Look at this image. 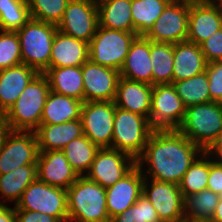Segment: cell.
<instances>
[{"label":"cell","instance_id":"cell-47","mask_svg":"<svg viewBox=\"0 0 222 222\" xmlns=\"http://www.w3.org/2000/svg\"><path fill=\"white\" fill-rule=\"evenodd\" d=\"M8 131H9V128L5 120V115L3 113H0V146L2 144L4 136L6 135Z\"/></svg>","mask_w":222,"mask_h":222},{"label":"cell","instance_id":"cell-40","mask_svg":"<svg viewBox=\"0 0 222 222\" xmlns=\"http://www.w3.org/2000/svg\"><path fill=\"white\" fill-rule=\"evenodd\" d=\"M131 214L135 222H162L157 211L144 194L131 206Z\"/></svg>","mask_w":222,"mask_h":222},{"label":"cell","instance_id":"cell-28","mask_svg":"<svg viewBox=\"0 0 222 222\" xmlns=\"http://www.w3.org/2000/svg\"><path fill=\"white\" fill-rule=\"evenodd\" d=\"M99 26L124 32H133L132 0H96Z\"/></svg>","mask_w":222,"mask_h":222},{"label":"cell","instance_id":"cell-48","mask_svg":"<svg viewBox=\"0 0 222 222\" xmlns=\"http://www.w3.org/2000/svg\"><path fill=\"white\" fill-rule=\"evenodd\" d=\"M210 222H222V198L219 199Z\"/></svg>","mask_w":222,"mask_h":222},{"label":"cell","instance_id":"cell-18","mask_svg":"<svg viewBox=\"0 0 222 222\" xmlns=\"http://www.w3.org/2000/svg\"><path fill=\"white\" fill-rule=\"evenodd\" d=\"M142 172L136 164L113 186L106 188V206L110 219L130 208L142 195L146 177Z\"/></svg>","mask_w":222,"mask_h":222},{"label":"cell","instance_id":"cell-44","mask_svg":"<svg viewBox=\"0 0 222 222\" xmlns=\"http://www.w3.org/2000/svg\"><path fill=\"white\" fill-rule=\"evenodd\" d=\"M204 152L209 156L212 154L218 155L219 160L216 161L217 159H215L214 162L222 165V134L212 144H210Z\"/></svg>","mask_w":222,"mask_h":222},{"label":"cell","instance_id":"cell-15","mask_svg":"<svg viewBox=\"0 0 222 222\" xmlns=\"http://www.w3.org/2000/svg\"><path fill=\"white\" fill-rule=\"evenodd\" d=\"M151 180L147 186V177L143 182V193L151 202L162 222H185L184 198L179 185L174 183Z\"/></svg>","mask_w":222,"mask_h":222},{"label":"cell","instance_id":"cell-39","mask_svg":"<svg viewBox=\"0 0 222 222\" xmlns=\"http://www.w3.org/2000/svg\"><path fill=\"white\" fill-rule=\"evenodd\" d=\"M205 71L208 76L211 101L222 103V61L207 63Z\"/></svg>","mask_w":222,"mask_h":222},{"label":"cell","instance_id":"cell-9","mask_svg":"<svg viewBox=\"0 0 222 222\" xmlns=\"http://www.w3.org/2000/svg\"><path fill=\"white\" fill-rule=\"evenodd\" d=\"M185 111L173 84L153 85L149 121L154 130L178 129Z\"/></svg>","mask_w":222,"mask_h":222},{"label":"cell","instance_id":"cell-17","mask_svg":"<svg viewBox=\"0 0 222 222\" xmlns=\"http://www.w3.org/2000/svg\"><path fill=\"white\" fill-rule=\"evenodd\" d=\"M222 28V4L214 0L189 2L187 41L200 45Z\"/></svg>","mask_w":222,"mask_h":222},{"label":"cell","instance_id":"cell-51","mask_svg":"<svg viewBox=\"0 0 222 222\" xmlns=\"http://www.w3.org/2000/svg\"><path fill=\"white\" fill-rule=\"evenodd\" d=\"M215 1V0H214ZM216 2H219V3H221L222 4V0H216Z\"/></svg>","mask_w":222,"mask_h":222},{"label":"cell","instance_id":"cell-11","mask_svg":"<svg viewBox=\"0 0 222 222\" xmlns=\"http://www.w3.org/2000/svg\"><path fill=\"white\" fill-rule=\"evenodd\" d=\"M114 101L83 102L80 119L83 134L99 148H112Z\"/></svg>","mask_w":222,"mask_h":222},{"label":"cell","instance_id":"cell-1","mask_svg":"<svg viewBox=\"0 0 222 222\" xmlns=\"http://www.w3.org/2000/svg\"><path fill=\"white\" fill-rule=\"evenodd\" d=\"M203 150L187 139L178 129L154 130L136 164L150 166L151 179L179 185L184 174Z\"/></svg>","mask_w":222,"mask_h":222},{"label":"cell","instance_id":"cell-23","mask_svg":"<svg viewBox=\"0 0 222 222\" xmlns=\"http://www.w3.org/2000/svg\"><path fill=\"white\" fill-rule=\"evenodd\" d=\"M37 74L26 64L0 70V113L7 112Z\"/></svg>","mask_w":222,"mask_h":222},{"label":"cell","instance_id":"cell-16","mask_svg":"<svg viewBox=\"0 0 222 222\" xmlns=\"http://www.w3.org/2000/svg\"><path fill=\"white\" fill-rule=\"evenodd\" d=\"M84 102L114 101L120 71L93 63L88 59L82 65Z\"/></svg>","mask_w":222,"mask_h":222},{"label":"cell","instance_id":"cell-34","mask_svg":"<svg viewBox=\"0 0 222 222\" xmlns=\"http://www.w3.org/2000/svg\"><path fill=\"white\" fill-rule=\"evenodd\" d=\"M172 84L185 107L211 102L206 71L186 80L172 82Z\"/></svg>","mask_w":222,"mask_h":222},{"label":"cell","instance_id":"cell-2","mask_svg":"<svg viewBox=\"0 0 222 222\" xmlns=\"http://www.w3.org/2000/svg\"><path fill=\"white\" fill-rule=\"evenodd\" d=\"M49 92L46 75L38 73L4 114L9 130L35 131L40 125Z\"/></svg>","mask_w":222,"mask_h":222},{"label":"cell","instance_id":"cell-3","mask_svg":"<svg viewBox=\"0 0 222 222\" xmlns=\"http://www.w3.org/2000/svg\"><path fill=\"white\" fill-rule=\"evenodd\" d=\"M68 222H110L106 206V189L85 175L66 190Z\"/></svg>","mask_w":222,"mask_h":222},{"label":"cell","instance_id":"cell-4","mask_svg":"<svg viewBox=\"0 0 222 222\" xmlns=\"http://www.w3.org/2000/svg\"><path fill=\"white\" fill-rule=\"evenodd\" d=\"M57 25L30 19L16 31L21 47L22 64L44 73L50 68V56Z\"/></svg>","mask_w":222,"mask_h":222},{"label":"cell","instance_id":"cell-27","mask_svg":"<svg viewBox=\"0 0 222 222\" xmlns=\"http://www.w3.org/2000/svg\"><path fill=\"white\" fill-rule=\"evenodd\" d=\"M83 101L49 92L43 109L40 125L62 124L80 119Z\"/></svg>","mask_w":222,"mask_h":222},{"label":"cell","instance_id":"cell-50","mask_svg":"<svg viewBox=\"0 0 222 222\" xmlns=\"http://www.w3.org/2000/svg\"><path fill=\"white\" fill-rule=\"evenodd\" d=\"M6 206L4 205V203H2V201L0 202V212L5 208Z\"/></svg>","mask_w":222,"mask_h":222},{"label":"cell","instance_id":"cell-26","mask_svg":"<svg viewBox=\"0 0 222 222\" xmlns=\"http://www.w3.org/2000/svg\"><path fill=\"white\" fill-rule=\"evenodd\" d=\"M44 74L48 79L50 91L84 102L82 66L50 67Z\"/></svg>","mask_w":222,"mask_h":222},{"label":"cell","instance_id":"cell-43","mask_svg":"<svg viewBox=\"0 0 222 222\" xmlns=\"http://www.w3.org/2000/svg\"><path fill=\"white\" fill-rule=\"evenodd\" d=\"M17 222H60L56 217L29 210H15Z\"/></svg>","mask_w":222,"mask_h":222},{"label":"cell","instance_id":"cell-19","mask_svg":"<svg viewBox=\"0 0 222 222\" xmlns=\"http://www.w3.org/2000/svg\"><path fill=\"white\" fill-rule=\"evenodd\" d=\"M36 172L40 181L65 190L79 177L62 150L39 152Z\"/></svg>","mask_w":222,"mask_h":222},{"label":"cell","instance_id":"cell-13","mask_svg":"<svg viewBox=\"0 0 222 222\" xmlns=\"http://www.w3.org/2000/svg\"><path fill=\"white\" fill-rule=\"evenodd\" d=\"M189 2L171 1L146 35L152 42L179 43L187 41Z\"/></svg>","mask_w":222,"mask_h":222},{"label":"cell","instance_id":"cell-37","mask_svg":"<svg viewBox=\"0 0 222 222\" xmlns=\"http://www.w3.org/2000/svg\"><path fill=\"white\" fill-rule=\"evenodd\" d=\"M70 0H27L32 19L57 25Z\"/></svg>","mask_w":222,"mask_h":222},{"label":"cell","instance_id":"cell-20","mask_svg":"<svg viewBox=\"0 0 222 222\" xmlns=\"http://www.w3.org/2000/svg\"><path fill=\"white\" fill-rule=\"evenodd\" d=\"M120 77L152 85L150 40L146 36H136L131 43Z\"/></svg>","mask_w":222,"mask_h":222},{"label":"cell","instance_id":"cell-21","mask_svg":"<svg viewBox=\"0 0 222 222\" xmlns=\"http://www.w3.org/2000/svg\"><path fill=\"white\" fill-rule=\"evenodd\" d=\"M153 85L120 77L115 106L149 119Z\"/></svg>","mask_w":222,"mask_h":222},{"label":"cell","instance_id":"cell-31","mask_svg":"<svg viewBox=\"0 0 222 222\" xmlns=\"http://www.w3.org/2000/svg\"><path fill=\"white\" fill-rule=\"evenodd\" d=\"M152 63V85L172 84L173 82V44L158 43L150 40Z\"/></svg>","mask_w":222,"mask_h":222},{"label":"cell","instance_id":"cell-49","mask_svg":"<svg viewBox=\"0 0 222 222\" xmlns=\"http://www.w3.org/2000/svg\"><path fill=\"white\" fill-rule=\"evenodd\" d=\"M179 1H187V2H206V1H211V0H179Z\"/></svg>","mask_w":222,"mask_h":222},{"label":"cell","instance_id":"cell-45","mask_svg":"<svg viewBox=\"0 0 222 222\" xmlns=\"http://www.w3.org/2000/svg\"><path fill=\"white\" fill-rule=\"evenodd\" d=\"M0 222H17L15 208L5 207L0 212Z\"/></svg>","mask_w":222,"mask_h":222},{"label":"cell","instance_id":"cell-24","mask_svg":"<svg viewBox=\"0 0 222 222\" xmlns=\"http://www.w3.org/2000/svg\"><path fill=\"white\" fill-rule=\"evenodd\" d=\"M173 82L186 80L206 70L207 61L200 45L189 41L173 44Z\"/></svg>","mask_w":222,"mask_h":222},{"label":"cell","instance_id":"cell-35","mask_svg":"<svg viewBox=\"0 0 222 222\" xmlns=\"http://www.w3.org/2000/svg\"><path fill=\"white\" fill-rule=\"evenodd\" d=\"M201 156V159H195L179 183V189L183 198L207 188L210 157L204 151L201 153Z\"/></svg>","mask_w":222,"mask_h":222},{"label":"cell","instance_id":"cell-5","mask_svg":"<svg viewBox=\"0 0 222 222\" xmlns=\"http://www.w3.org/2000/svg\"><path fill=\"white\" fill-rule=\"evenodd\" d=\"M178 130L204 151L222 134V103L211 101L186 107Z\"/></svg>","mask_w":222,"mask_h":222},{"label":"cell","instance_id":"cell-30","mask_svg":"<svg viewBox=\"0 0 222 222\" xmlns=\"http://www.w3.org/2000/svg\"><path fill=\"white\" fill-rule=\"evenodd\" d=\"M171 0H132L131 16L137 36H146Z\"/></svg>","mask_w":222,"mask_h":222},{"label":"cell","instance_id":"cell-33","mask_svg":"<svg viewBox=\"0 0 222 222\" xmlns=\"http://www.w3.org/2000/svg\"><path fill=\"white\" fill-rule=\"evenodd\" d=\"M99 149L87 136L83 135L66 144L62 151L78 175L84 176V171H89Z\"/></svg>","mask_w":222,"mask_h":222},{"label":"cell","instance_id":"cell-38","mask_svg":"<svg viewBox=\"0 0 222 222\" xmlns=\"http://www.w3.org/2000/svg\"><path fill=\"white\" fill-rule=\"evenodd\" d=\"M22 64L18 35L12 31L0 33V70Z\"/></svg>","mask_w":222,"mask_h":222},{"label":"cell","instance_id":"cell-7","mask_svg":"<svg viewBox=\"0 0 222 222\" xmlns=\"http://www.w3.org/2000/svg\"><path fill=\"white\" fill-rule=\"evenodd\" d=\"M136 33L98 26L89 43V59L104 67L121 70Z\"/></svg>","mask_w":222,"mask_h":222},{"label":"cell","instance_id":"cell-14","mask_svg":"<svg viewBox=\"0 0 222 222\" xmlns=\"http://www.w3.org/2000/svg\"><path fill=\"white\" fill-rule=\"evenodd\" d=\"M135 165L136 160L125 152L113 148H100L85 176L106 189L113 186Z\"/></svg>","mask_w":222,"mask_h":222},{"label":"cell","instance_id":"cell-32","mask_svg":"<svg viewBox=\"0 0 222 222\" xmlns=\"http://www.w3.org/2000/svg\"><path fill=\"white\" fill-rule=\"evenodd\" d=\"M37 178L36 165H24L17 169L0 174V192L5 201L21 199L24 190Z\"/></svg>","mask_w":222,"mask_h":222},{"label":"cell","instance_id":"cell-46","mask_svg":"<svg viewBox=\"0 0 222 222\" xmlns=\"http://www.w3.org/2000/svg\"><path fill=\"white\" fill-rule=\"evenodd\" d=\"M110 222H135L132 219L131 207L126 209L123 213L112 217Z\"/></svg>","mask_w":222,"mask_h":222},{"label":"cell","instance_id":"cell-41","mask_svg":"<svg viewBox=\"0 0 222 222\" xmlns=\"http://www.w3.org/2000/svg\"><path fill=\"white\" fill-rule=\"evenodd\" d=\"M207 63L222 61V28L200 44Z\"/></svg>","mask_w":222,"mask_h":222},{"label":"cell","instance_id":"cell-22","mask_svg":"<svg viewBox=\"0 0 222 222\" xmlns=\"http://www.w3.org/2000/svg\"><path fill=\"white\" fill-rule=\"evenodd\" d=\"M89 59V43L57 30L51 50L50 67H78Z\"/></svg>","mask_w":222,"mask_h":222},{"label":"cell","instance_id":"cell-42","mask_svg":"<svg viewBox=\"0 0 222 222\" xmlns=\"http://www.w3.org/2000/svg\"><path fill=\"white\" fill-rule=\"evenodd\" d=\"M206 189L217 195L222 193V165L212 160H209V177Z\"/></svg>","mask_w":222,"mask_h":222},{"label":"cell","instance_id":"cell-10","mask_svg":"<svg viewBox=\"0 0 222 222\" xmlns=\"http://www.w3.org/2000/svg\"><path fill=\"white\" fill-rule=\"evenodd\" d=\"M38 155V140L34 131L9 130L0 146V174L24 165H36Z\"/></svg>","mask_w":222,"mask_h":222},{"label":"cell","instance_id":"cell-36","mask_svg":"<svg viewBox=\"0 0 222 222\" xmlns=\"http://www.w3.org/2000/svg\"><path fill=\"white\" fill-rule=\"evenodd\" d=\"M30 19L27 0H0V30L16 32Z\"/></svg>","mask_w":222,"mask_h":222},{"label":"cell","instance_id":"cell-29","mask_svg":"<svg viewBox=\"0 0 222 222\" xmlns=\"http://www.w3.org/2000/svg\"><path fill=\"white\" fill-rule=\"evenodd\" d=\"M220 196L205 189L184 197L185 222H210Z\"/></svg>","mask_w":222,"mask_h":222},{"label":"cell","instance_id":"cell-25","mask_svg":"<svg viewBox=\"0 0 222 222\" xmlns=\"http://www.w3.org/2000/svg\"><path fill=\"white\" fill-rule=\"evenodd\" d=\"M34 132L38 140L39 152L63 150L70 141L84 135L81 119L62 124L39 125Z\"/></svg>","mask_w":222,"mask_h":222},{"label":"cell","instance_id":"cell-8","mask_svg":"<svg viewBox=\"0 0 222 222\" xmlns=\"http://www.w3.org/2000/svg\"><path fill=\"white\" fill-rule=\"evenodd\" d=\"M15 210L36 211L68 222L67 192L35 179L23 192Z\"/></svg>","mask_w":222,"mask_h":222},{"label":"cell","instance_id":"cell-12","mask_svg":"<svg viewBox=\"0 0 222 222\" xmlns=\"http://www.w3.org/2000/svg\"><path fill=\"white\" fill-rule=\"evenodd\" d=\"M99 26L96 0H70L57 30L90 43Z\"/></svg>","mask_w":222,"mask_h":222},{"label":"cell","instance_id":"cell-6","mask_svg":"<svg viewBox=\"0 0 222 222\" xmlns=\"http://www.w3.org/2000/svg\"><path fill=\"white\" fill-rule=\"evenodd\" d=\"M154 129L148 118L115 106L112 148L132 156L143 153Z\"/></svg>","mask_w":222,"mask_h":222}]
</instances>
